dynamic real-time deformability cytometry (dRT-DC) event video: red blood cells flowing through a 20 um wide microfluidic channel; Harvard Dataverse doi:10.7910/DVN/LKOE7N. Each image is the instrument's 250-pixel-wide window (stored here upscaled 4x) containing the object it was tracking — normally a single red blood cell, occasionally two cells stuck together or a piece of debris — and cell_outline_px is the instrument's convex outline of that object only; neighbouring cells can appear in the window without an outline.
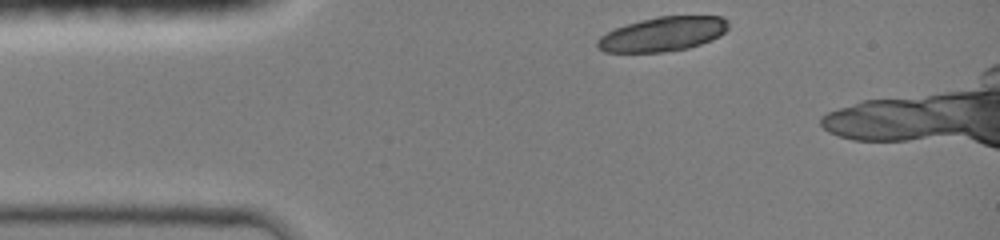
{"species": "common noctule bat (a hibernating species)", "species_latin": "Nyctalus noctula", "temperature_condition": "room temperature", "stored_images_in_passage": 34, "camera_frame_rate_fps": 3000, "um_per_image_px": 0.085, "animal": {"sex": "female", "body_mass_g": 19.0, "forearm_length_mm": 51.5}, "frame": {"image": 1, "passage_image": 1, "time_ms": 0.0, "image_size_px": [1000, 240], "cell_outline_px": [[728, 28], [720, 36], [712, 40], [688, 48], [664, 52], [604, 52], [596, 44], [596, 40], [600, 36], [616, 28], [640, 20], [656, 16], [720, 16], [728, 20]], "centroid_in_image_um": [56.35, 2.89], "position_along_channel_um": 28.6, "area_um2": 26.18}}
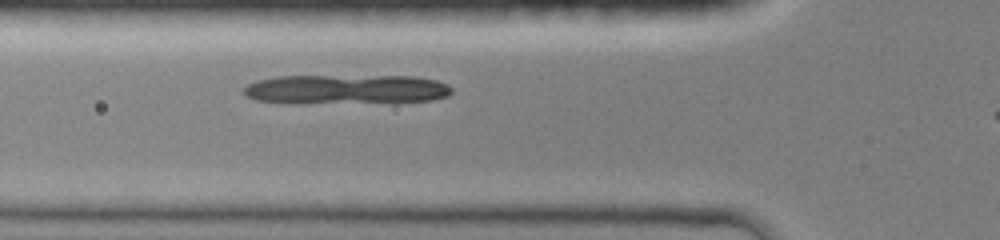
{"frame": {"image": 2, "passage_image": 9, "time_ms": 2.667, "image_size_px": [1000, 240], "cell_outline_px": [[452, 92], [448, 96], [432, 100], [256, 100], [240, 92], [248, 84], [256, 80], [276, 76], [416, 76], [436, 80], [448, 84], [452, 88]], "centroid_in_image_um": [29.49, 7.51], "position_along_channel_um": 96.3, "area_um2": 33.47}}
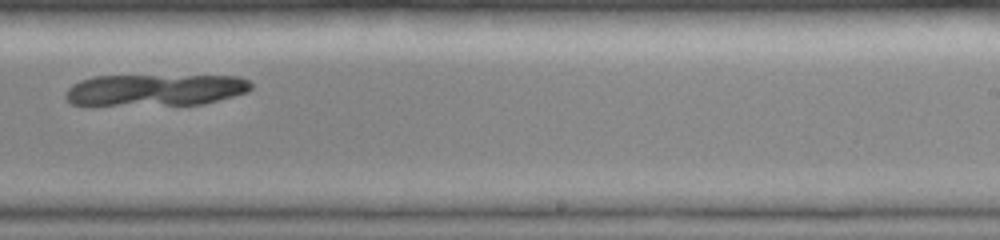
{"frame": {"image": 3, "passage_image": 22, "time_ms": 7.0, "image_size_px": [1000, 240], "cell_outline_px": [[252, 88], [248, 92], [204, 104], [72, 104], [64, 96], [68, 88], [72, 84], [80, 80], [92, 76], [240, 76], [248, 80], [252, 84]], "centroid_in_image_um": [13.24, 7.63], "position_along_channel_um": 275.8, "area_um2": 33.93}}